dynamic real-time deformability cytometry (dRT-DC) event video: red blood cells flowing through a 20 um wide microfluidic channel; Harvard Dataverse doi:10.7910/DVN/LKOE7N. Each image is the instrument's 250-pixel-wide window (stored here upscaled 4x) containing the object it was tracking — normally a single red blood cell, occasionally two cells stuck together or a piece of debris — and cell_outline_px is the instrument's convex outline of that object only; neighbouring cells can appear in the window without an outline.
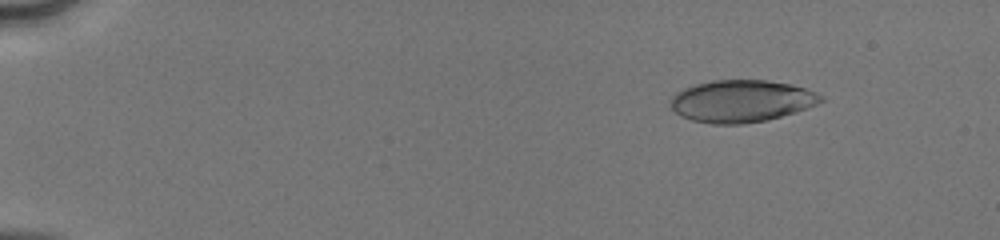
{"species": "human", "species_latin": "Homo sapiens", "temperature_condition": "cold", "stored_images_in_passage": 51, "camera_frame_rate_fps": 3000, "um_per_image_px": 0.085, "donor": {"sex": "male"}, "frame": {"image": 1, "passage_image": 7, "time_ms": 2.0, "image_size_px": [1000, 240], "cell_outline_px": [[824, 100], [816, 104], [796, 112], [768, 120], [744, 124], [712, 124], [692, 120], [680, 116], [672, 108], [672, 96], [676, 92], [692, 84], [712, 80], [768, 80], [788, 84], [804, 88], [816, 92], [824, 96]], "centroid_in_image_um": [63.02, 8.59], "position_along_channel_um": 22.0, "area_um2": 36.99}}
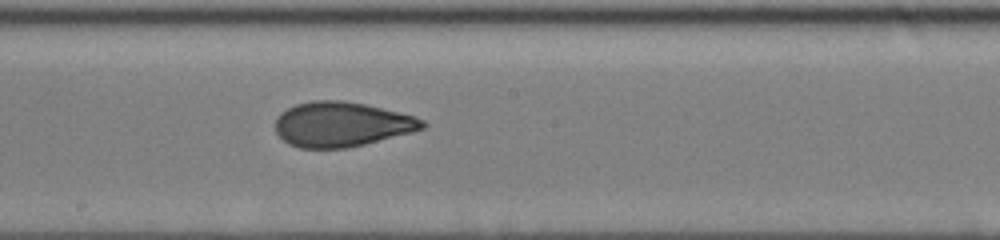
{"frame": {"image": 2, "passage_image": 30, "time_ms": 9.667, "image_size_px": [1000, 240], "cell_outline_px": [[428, 124], [424, 128], [412, 132], [348, 148], [300, 148], [288, 144], [276, 132], [276, 116], [280, 112], [296, 104], [312, 100], [340, 100], [364, 104], [416, 116], [424, 120]], "centroid_in_image_um": [29.03, 10.56], "position_along_channel_um": 219.2, "area_um2": 38.44}}
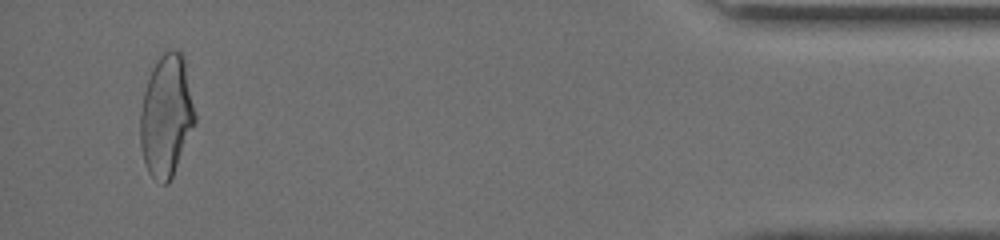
{"frame": {"image": 3, "passage_image": 49, "time_ms": 16.0, "image_size_px": [1000, 240], "cell_outline_px": [[196, 124], [172, 176], [168, 184], [160, 184], [148, 172], [144, 160], [140, 144], [140, 112], [144, 92], [152, 68], [160, 56], [164, 52], [172, 48], [180, 52], [184, 56], [196, 116]], "centroid_in_image_um": [14.15, 9.85], "position_along_channel_um": 421.1, "area_um2": 38.96}, "authors_computed_cell_mechanics": {"area_um2": 37.9168, "velocity_mm_per_s": 4.1604, "shape_relaxation_time_tau1_ms": 4.5802, "shape_relaxation_time_tau2_ms": 1.1086, "deformation_change_tau1": 0.1565, "deformation_change_tau2": 0.0641}}